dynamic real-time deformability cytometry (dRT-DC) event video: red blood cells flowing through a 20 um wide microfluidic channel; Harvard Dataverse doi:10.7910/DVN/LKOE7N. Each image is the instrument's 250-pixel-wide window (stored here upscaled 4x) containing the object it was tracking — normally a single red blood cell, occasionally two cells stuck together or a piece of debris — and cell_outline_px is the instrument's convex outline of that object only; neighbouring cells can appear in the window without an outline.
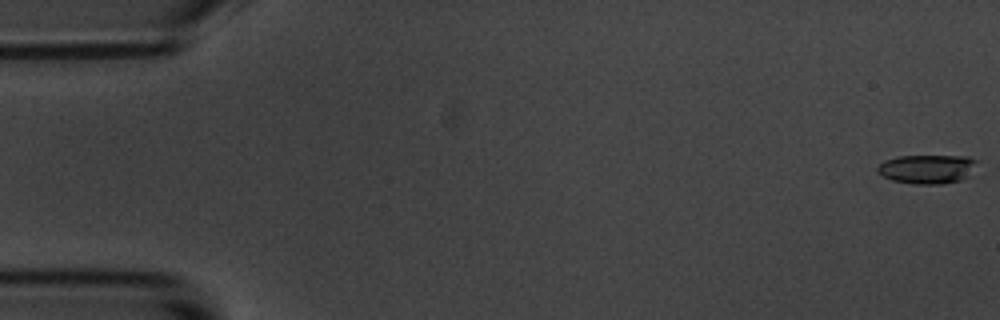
{"species": "common noctule bat (a hibernating species)", "species_latin": "Nyctalus noctula", "temperature_condition": "room temperature", "stored_images_in_passage": 4, "camera_frame_rate_fps": 3000, "um_per_image_px": 0.085, "animal": {"sex": "male", "body_mass_g": 20.1, "forearm_length_mm": 53.5}, "frame": {"image": 1, "passage_image": 1, "time_ms": 0.0, "image_size_px": [1000, 320], "cell_outline_px": [[976, 160], [968, 176], [960, 180], [944, 184], [912, 184], [892, 180], [884, 176], [876, 168], [884, 160], [900, 156], [968, 156]], "centroid_in_image_um": [78.79, 14.37], "position_along_channel_um": 6.2, "area_um2": 16.59}}